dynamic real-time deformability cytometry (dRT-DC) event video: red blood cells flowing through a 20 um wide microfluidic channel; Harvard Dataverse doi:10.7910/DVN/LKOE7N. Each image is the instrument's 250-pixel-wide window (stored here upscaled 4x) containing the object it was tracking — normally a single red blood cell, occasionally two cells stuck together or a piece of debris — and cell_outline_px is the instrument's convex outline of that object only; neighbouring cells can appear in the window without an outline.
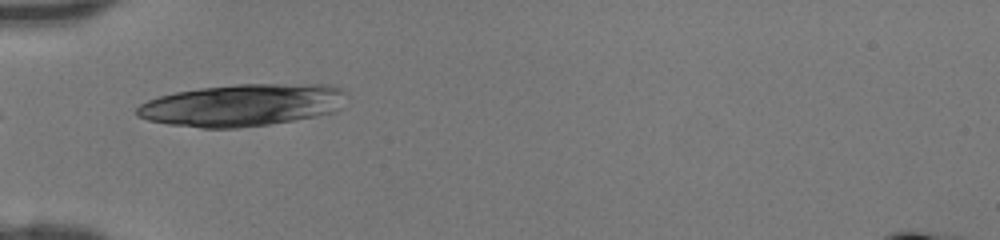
{"species": "human", "species_latin": "Homo sapiens", "temperature_condition": "room temperature", "stored_images_in_passage": 31, "camera_frame_rate_fps": 3000, "um_per_image_px": 0.085, "donor": {"sex": "female"}, "frame": {"image": 1, "passage_image": 1, "time_ms": 0.0, "image_size_px": [1000, 240], "cell_outline_px": [[340, 108], [332, 112], [292, 120], [268, 124], [236, 128], [200, 128], [168, 124], [148, 120], [136, 116], [136, 108], [140, 104], [148, 100], [160, 96], [176, 92], [200, 88], [236, 84], [332, 84], [340, 88]], "centroid_in_image_um": [20.5, 8.93], "position_along_channel_um": 64.5, "area_um2": 50.92}}
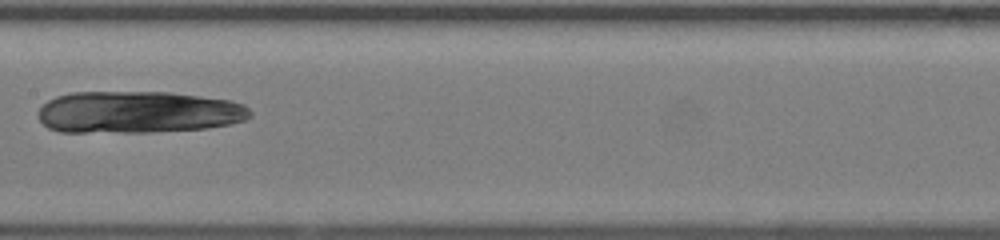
{"frame": {"image": 2, "passage_image": 10, "time_ms": 3.0, "image_size_px": [1000, 240], "cell_outline_px": [[252, 116], [244, 120], [228, 124], [208, 128], [152, 132], [60, 132], [48, 128], [40, 120], [40, 108], [48, 100], [56, 96], [72, 92], [172, 92], [232, 100], [244, 104], [252, 112]], "centroid_in_image_um": [11.78, 9.53], "position_along_channel_um": 195.6, "area_um2": 52.19}}
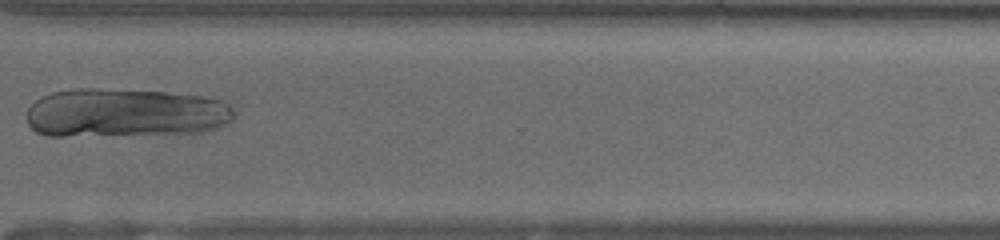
{"frame": {"image": 3, "passage_image": 21, "time_ms": 6.667, "image_size_px": [1000, 240], "cell_outline_px": [[236, 116], [228, 124], [220, 128], [208, 132], [64, 136], [48, 136], [36, 132], [28, 124], [28, 108], [40, 96], [52, 92], [76, 88], [96, 88], [164, 92], [200, 96], [220, 100], [228, 104], [232, 108]], "centroid_in_image_um": [10.65, 9.6], "position_along_channel_um": 359.9, "area_um2": 59.3}}